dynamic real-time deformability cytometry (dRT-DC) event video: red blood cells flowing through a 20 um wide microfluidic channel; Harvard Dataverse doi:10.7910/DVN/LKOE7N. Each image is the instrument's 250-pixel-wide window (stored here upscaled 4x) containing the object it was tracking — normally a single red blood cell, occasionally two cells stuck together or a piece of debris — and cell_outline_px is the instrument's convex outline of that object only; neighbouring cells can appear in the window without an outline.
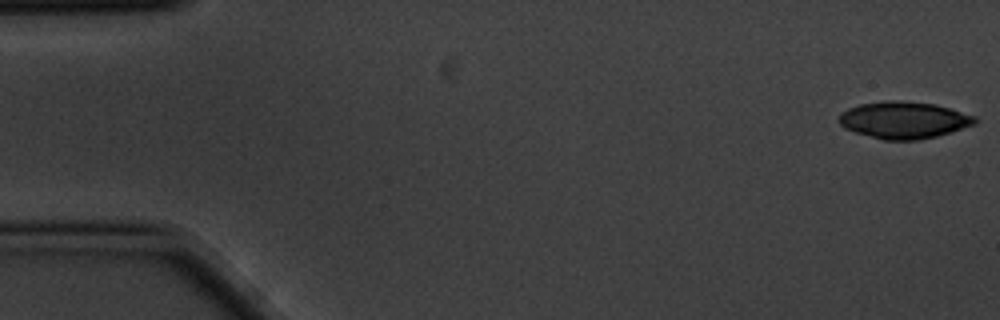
{"species": "common noctule bat (a hibernating species)", "species_latin": "Nyctalus noctula", "temperature_condition": "cold", "stored_images_in_passage": 5, "camera_frame_rate_fps": 3000, "um_per_image_px": 0.085, "animal": {"sex": "male", "body_mass_g": 20.1, "forearm_length_mm": 53.5}, "frame": {"image": 1, "passage_image": 1, "time_ms": 0.0, "image_size_px": [1000, 320], "cell_outline_px": [[980, 120], [976, 124], [936, 136], [916, 140], [884, 140], [856, 132], [844, 128], [840, 124], [840, 116], [848, 108], [860, 104], [884, 100], [896, 100], [936, 104], [976, 116]], "centroid_in_image_um": [76.86, 10.19], "position_along_channel_um": 8.1, "area_um2": 29.13}}